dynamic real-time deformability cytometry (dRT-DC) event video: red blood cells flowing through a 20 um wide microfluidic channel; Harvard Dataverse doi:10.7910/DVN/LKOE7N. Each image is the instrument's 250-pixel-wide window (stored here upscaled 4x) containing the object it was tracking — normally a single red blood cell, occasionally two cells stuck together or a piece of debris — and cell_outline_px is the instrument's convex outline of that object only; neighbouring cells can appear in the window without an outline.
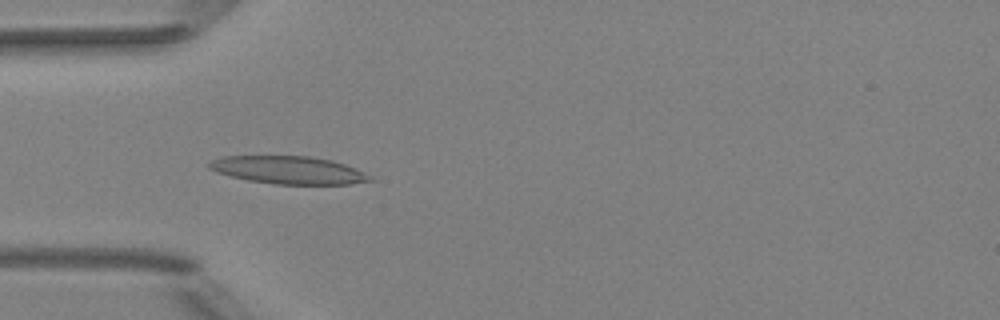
{"species": "Egyptian fruit bat (a non-hibernating species)", "species_latin": "Rousettus aegyptiacus", "temperature_condition": "room temperature", "stored_images_in_passage": 6, "camera_frame_rate_fps": 3000, "um_per_image_px": 0.085, "animal": {"sex": "female"}, "frame": {"image": 1, "passage_image": 5, "time_ms": 1.333, "image_size_px": [1000, 320], "cell_outline_px": [[376, 180], [348, 184], [276, 184], [248, 180], [216, 172], [208, 168], [208, 164], [212, 160], [224, 156], [308, 156], [332, 160], [356, 168], [372, 176]], "centroid_in_image_um": [24.56, 14.45], "position_along_channel_um": 60.4, "area_um2": 25.95}}
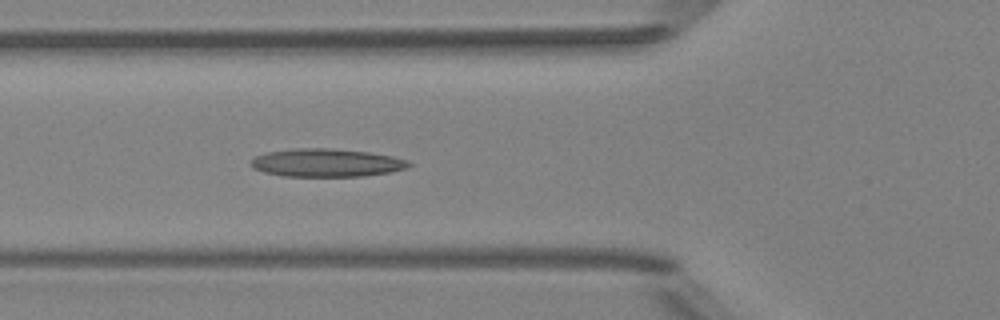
{"frame": {"image": 2, "passage_image": 6, "time_ms": 1.667, "image_size_px": [1000, 320], "cell_outline_px": [[412, 164], [408, 168], [388, 172], [364, 176], [284, 176], [264, 172], [252, 168], [252, 160], [256, 156], [268, 152], [292, 148], [332, 148], [368, 152], [392, 156], [408, 160]], "centroid_in_image_um": [27.77, 13.83], "position_along_channel_um": 98.0, "area_um2": 25.78}}